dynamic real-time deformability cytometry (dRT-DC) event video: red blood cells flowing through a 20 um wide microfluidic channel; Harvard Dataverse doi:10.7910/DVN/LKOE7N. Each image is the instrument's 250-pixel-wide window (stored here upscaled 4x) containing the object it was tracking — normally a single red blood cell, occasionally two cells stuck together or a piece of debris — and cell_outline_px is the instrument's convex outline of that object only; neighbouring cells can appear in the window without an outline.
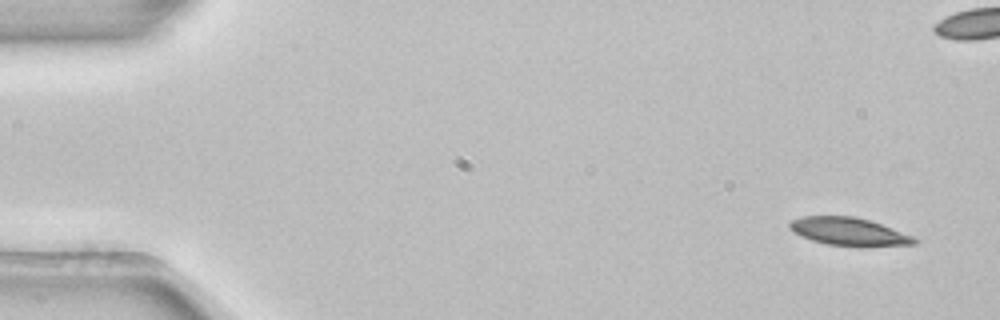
{"species": "common noctule bat (a hibernating species)", "species_latin": "Nyctalus noctula", "temperature_condition": "room temperature", "stored_images_in_passage": 4, "camera_frame_rate_fps": 3000, "um_per_image_px": 0.085, "animal": {"sex": "female", "body_mass_g": 22.7, "forearm_length_mm": 54.2}, "frame": {"image": 1, "passage_image": 1, "time_ms": 0.0, "image_size_px": [1000, 320], "cell_outline_px": [[920, 240], [916, 244], [860, 248], [828, 244], [812, 240], [800, 236], [788, 228], [788, 224], [792, 220], [804, 216], [852, 216], [868, 220], [892, 228], [912, 236]], "centroid_in_image_um": [72.17, 19.71], "position_along_channel_um": 12.8, "area_um2": 20.58}}